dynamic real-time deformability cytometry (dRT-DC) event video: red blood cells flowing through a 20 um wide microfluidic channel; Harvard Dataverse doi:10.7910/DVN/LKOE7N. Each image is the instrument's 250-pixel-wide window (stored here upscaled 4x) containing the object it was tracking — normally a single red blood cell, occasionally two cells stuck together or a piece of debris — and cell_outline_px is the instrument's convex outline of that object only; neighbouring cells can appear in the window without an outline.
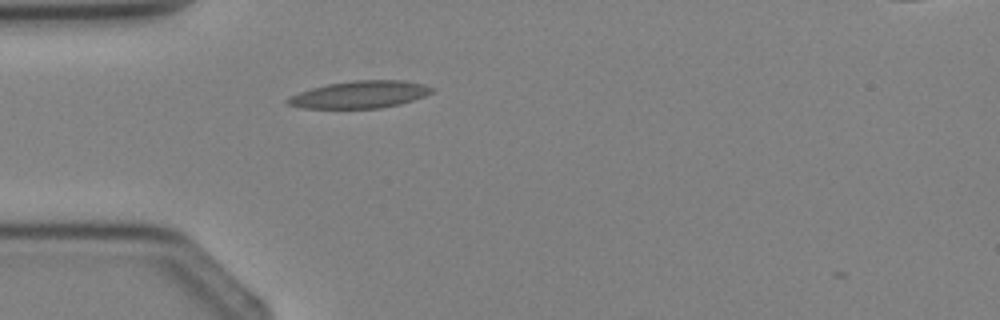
{"species": "Egyptian fruit bat (a non-hibernating species)", "species_latin": "Rousettus aegyptiacus", "temperature_condition": "cold", "stored_images_in_passage": 2, "camera_frame_rate_fps": 3000, "um_per_image_px": 0.085, "animal": {"sex": "female"}, "frame": {"image": 1, "passage_image": 2, "time_ms": 2.333, "image_size_px": [1000, 320], "cell_outline_px": [[436, 88], [432, 92], [424, 96], [400, 104], [380, 108], [304, 108], [288, 104], [284, 100], [300, 92], [312, 88], [328, 84], [356, 80], [400, 80], [424, 84]], "centroid_in_image_um": [30.62, 8.03], "position_along_channel_um": 54.4, "area_um2": 22.66}}